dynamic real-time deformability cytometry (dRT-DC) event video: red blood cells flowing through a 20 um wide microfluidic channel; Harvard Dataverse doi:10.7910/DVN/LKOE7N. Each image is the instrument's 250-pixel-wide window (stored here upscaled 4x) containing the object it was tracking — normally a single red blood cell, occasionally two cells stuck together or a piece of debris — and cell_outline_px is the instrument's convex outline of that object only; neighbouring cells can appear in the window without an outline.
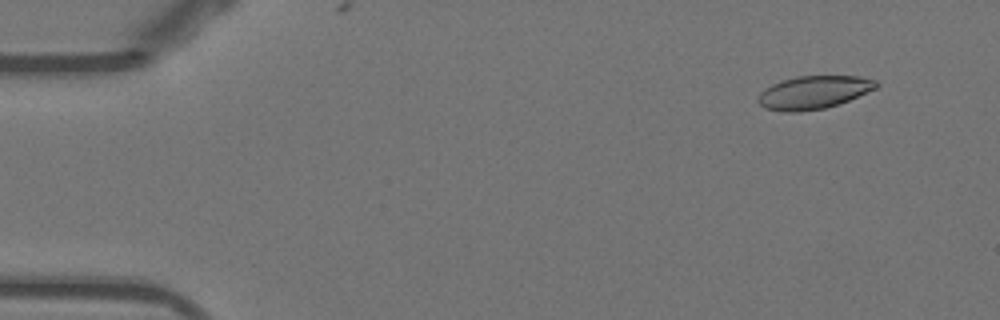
{"species": "Egyptian fruit bat (a non-hibernating species)", "species_latin": "Rousettus aegyptiacus", "temperature_condition": "warm", "stored_images_in_passage": 8, "camera_frame_rate_fps": 3000, "um_per_image_px": 0.085, "animal": {"sex": "female"}, "frame": {"image": 1, "passage_image": 4, "time_ms": 1.0, "image_size_px": [1000, 320], "cell_outline_px": [[880, 84], [876, 88], [848, 100], [824, 108], [800, 112], [784, 112], [764, 108], [756, 100], [760, 92], [764, 88], [772, 84], [796, 76], [860, 76], [876, 80]], "centroid_in_image_um": [69.13, 7.85], "position_along_channel_um": 15.9, "area_um2": 22.72}}